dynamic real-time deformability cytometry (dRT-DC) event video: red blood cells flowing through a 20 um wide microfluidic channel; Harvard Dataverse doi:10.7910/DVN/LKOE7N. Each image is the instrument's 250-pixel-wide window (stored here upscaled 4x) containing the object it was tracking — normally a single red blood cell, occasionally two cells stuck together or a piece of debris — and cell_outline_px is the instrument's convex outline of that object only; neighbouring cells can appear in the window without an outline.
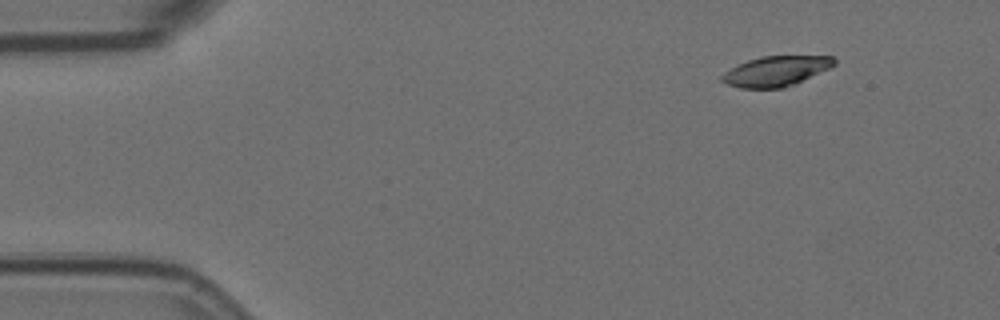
{"species": "Egyptian fruit bat (a non-hibernating species)", "species_latin": "Rousettus aegyptiacus", "temperature_condition": "room temperature", "stored_images_in_passage": 2, "camera_frame_rate_fps": 3000, "um_per_image_px": 0.085, "animal": {"sex": "female"}, "frame": {"image": 1, "passage_image": 1, "time_ms": 0.0, "image_size_px": [1000, 320], "cell_outline_px": [[836, 64], [832, 68], [784, 88], [740, 88], [728, 84], [720, 80], [720, 76], [724, 72], [748, 60], [764, 56], [832, 56], [836, 60]], "centroid_in_image_um": [65.99, 6.05], "position_along_channel_um": 19.0, "area_um2": 19.65}}